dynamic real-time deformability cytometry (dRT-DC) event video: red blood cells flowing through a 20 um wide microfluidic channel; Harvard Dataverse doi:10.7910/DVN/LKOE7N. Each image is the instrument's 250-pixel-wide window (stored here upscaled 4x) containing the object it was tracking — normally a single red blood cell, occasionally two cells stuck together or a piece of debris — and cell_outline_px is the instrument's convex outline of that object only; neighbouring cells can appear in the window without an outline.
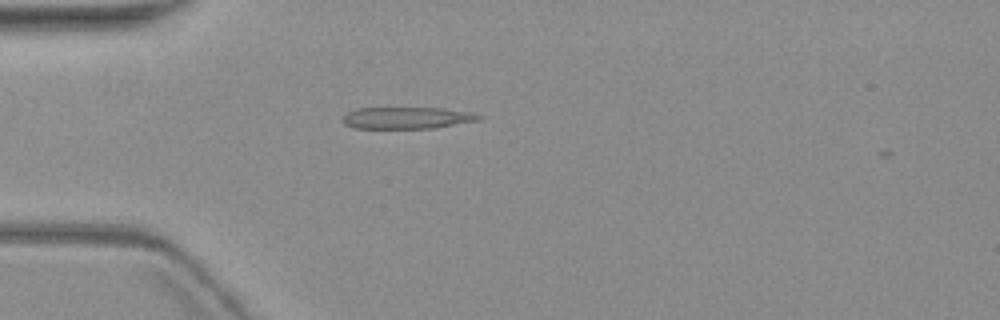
{"species": "common noctule bat (a hibernating species)", "species_latin": "Nyctalus noctula", "temperature_condition": "warm", "stored_images_in_passage": 2, "camera_frame_rate_fps": 3000, "um_per_image_px": 0.085, "animal": {"sex": "female", "body_mass_g": 19.3, "forearm_length_mm": 54.1}, "frame": {"image": 1, "passage_image": 2, "time_ms": 1.333, "image_size_px": [1000, 320], "cell_outline_px": [[484, 116], [480, 120], [436, 128], [352, 128], [344, 124], [344, 116], [348, 112], [356, 108], [444, 108], [472, 112]], "centroid_in_image_um": [34.64, 10.02], "position_along_channel_um": 50.4, "area_um2": 17.34}}